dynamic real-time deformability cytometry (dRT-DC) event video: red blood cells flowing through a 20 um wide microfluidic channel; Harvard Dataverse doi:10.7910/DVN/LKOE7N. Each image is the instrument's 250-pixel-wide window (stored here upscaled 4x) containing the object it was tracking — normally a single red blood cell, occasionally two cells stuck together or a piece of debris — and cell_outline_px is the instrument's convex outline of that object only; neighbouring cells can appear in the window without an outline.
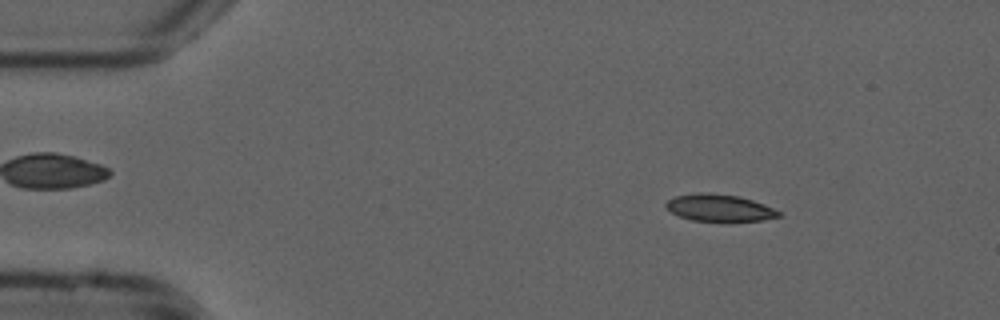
{"species": "common noctule bat (a hibernating species)", "species_latin": "Nyctalus noctula", "temperature_condition": "cold", "stored_images_in_passage": 53, "camera_frame_rate_fps": 3000, "um_per_image_px": 0.085, "animal": {"sex": "male", "forearm_length_mm": 52.5}, "frame": {"image": 1, "passage_image": 7, "time_ms": 2.0, "image_size_px": [1000, 320], "cell_outline_px": [[780, 216], [760, 220], [692, 220], [680, 216], [672, 212], [664, 204], [668, 200], [676, 196], [696, 192], [708, 192], [740, 196], [764, 204], [780, 212]], "centroid_in_image_um": [61.12, 17.63], "position_along_channel_um": 23.9, "area_um2": 17.34}}
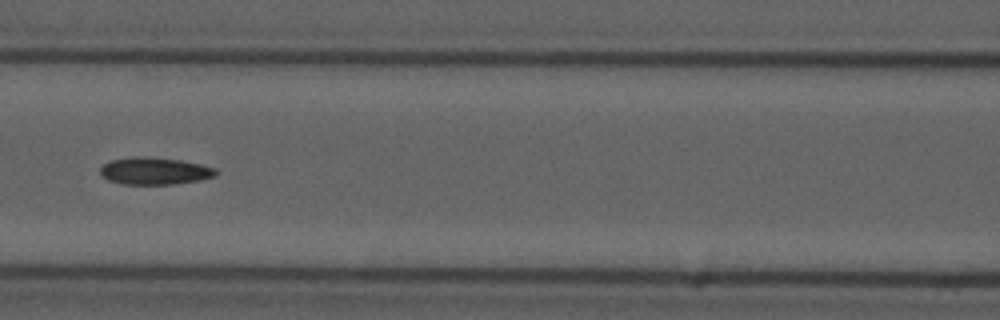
{"frame": {"image": 2, "passage_image": 23, "time_ms": 7.333, "image_size_px": [1000, 320], "cell_outline_px": [[216, 176], [200, 180], [172, 184], [120, 184], [108, 180], [100, 172], [100, 168], [108, 160], [132, 156], [148, 156], [180, 160], [200, 164], [216, 168]], "centroid_in_image_um": [13.12, 14.52], "position_along_channel_um": 153.5, "area_um2": 18.44}}
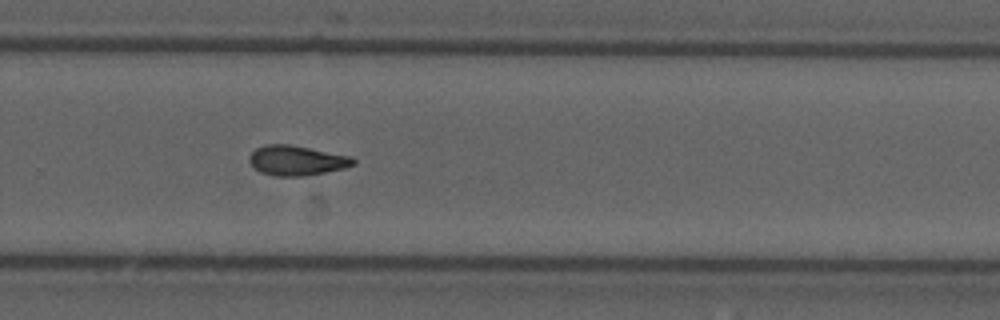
{"frame": {"image": 3, "passage_image": 35, "time_ms": 11.333, "image_size_px": [1000, 320], "cell_outline_px": [[356, 164], [344, 168], [308, 176], [276, 176], [260, 172], [248, 160], [252, 152], [256, 148], [264, 144], [288, 144], [352, 156], [356, 160]], "centroid_in_image_um": [25.24, 13.64], "position_along_channel_um": 304.6, "area_um2": 18.15}, "authors_computed_cell_mechanics": {"area_um2": 17.6868, "velocity_mm_per_s": 3.7984, "shape_relaxation_time_tau1_ms": 11.2429, "shape_relaxation_time_tau2_ms": 3.8341, "deformation_change_tau1": 0.2024, "deformation_change_tau2": 0.1016}}